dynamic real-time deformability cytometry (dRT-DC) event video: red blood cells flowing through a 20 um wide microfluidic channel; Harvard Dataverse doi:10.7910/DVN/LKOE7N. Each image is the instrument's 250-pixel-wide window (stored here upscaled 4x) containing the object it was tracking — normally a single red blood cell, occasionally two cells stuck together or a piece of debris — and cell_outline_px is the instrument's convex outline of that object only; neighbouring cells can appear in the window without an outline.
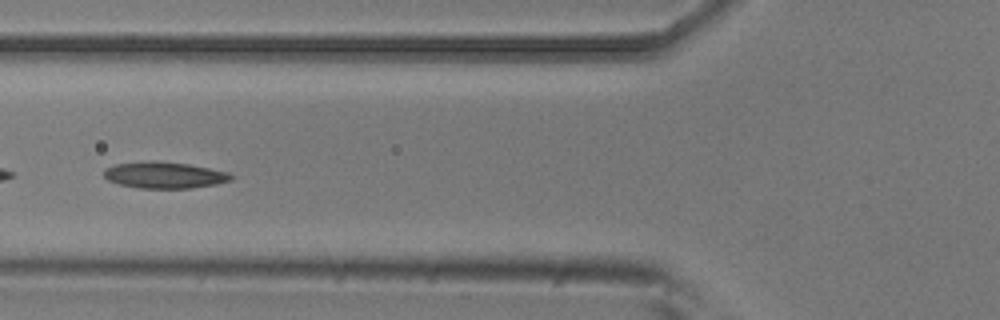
{"species": "common noctule bat (a hibernating species)", "species_latin": "Nyctalus noctula", "temperature_condition": "room temperature", "stored_images_in_passage": 9, "camera_frame_rate_fps": 3000, "um_per_image_px": 0.085, "animal": {"sex": "male", "body_mass_g": 20.5, "forearm_length_mm": 52.5}, "frame": {"image": 1, "passage_image": 6, "time_ms": 1.667, "image_size_px": [1000, 320], "cell_outline_px": [[232, 180], [216, 184], [192, 188], [140, 188], [120, 184], [108, 180], [104, 176], [104, 168], [116, 164], [156, 160], [188, 164], [228, 172], [232, 176]], "centroid_in_image_um": [13.97, 14.88], "position_along_channel_um": 111.8, "area_um2": 19.48}}
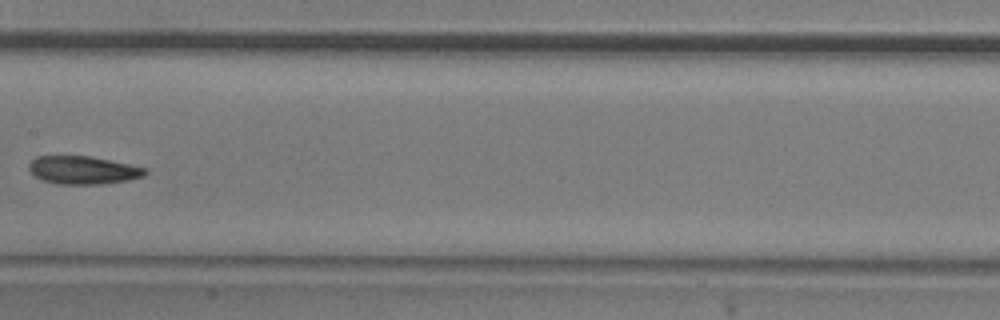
{"frame": {"image": 2, "passage_image": 8, "time_ms": 2.333, "image_size_px": [1000, 320], "cell_outline_px": [[148, 172], [144, 176], [128, 180], [100, 184], [56, 184], [44, 180], [36, 176], [28, 168], [28, 164], [36, 156], [88, 156], [148, 168]], "centroid_in_image_um": [7.07, 14.46], "position_along_channel_um": 200.3, "area_um2": 18.84}}
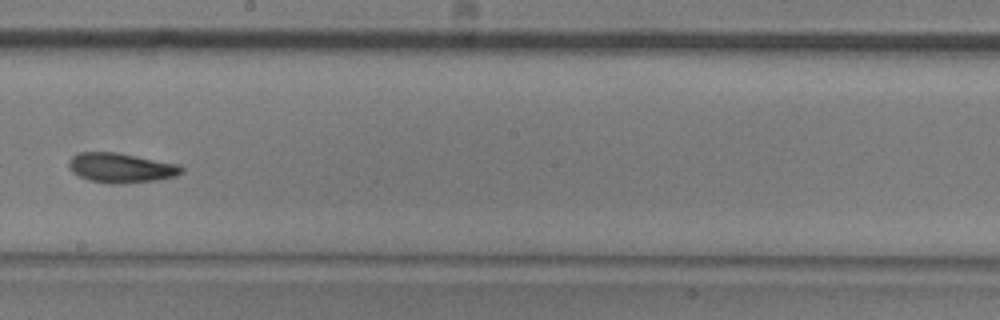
{"frame": {"image": 3, "passage_image": 9, "time_ms": 2.667, "image_size_px": [1000, 320], "cell_outline_px": [[184, 172], [176, 176], [156, 180], [116, 184], [112, 184], [88, 180], [72, 172], [68, 168], [68, 160], [76, 152], [116, 152], [180, 164], [184, 168]], "centroid_in_image_um": [10.28, 14.26], "position_along_channel_um": 237.9, "area_um2": 19.71}}